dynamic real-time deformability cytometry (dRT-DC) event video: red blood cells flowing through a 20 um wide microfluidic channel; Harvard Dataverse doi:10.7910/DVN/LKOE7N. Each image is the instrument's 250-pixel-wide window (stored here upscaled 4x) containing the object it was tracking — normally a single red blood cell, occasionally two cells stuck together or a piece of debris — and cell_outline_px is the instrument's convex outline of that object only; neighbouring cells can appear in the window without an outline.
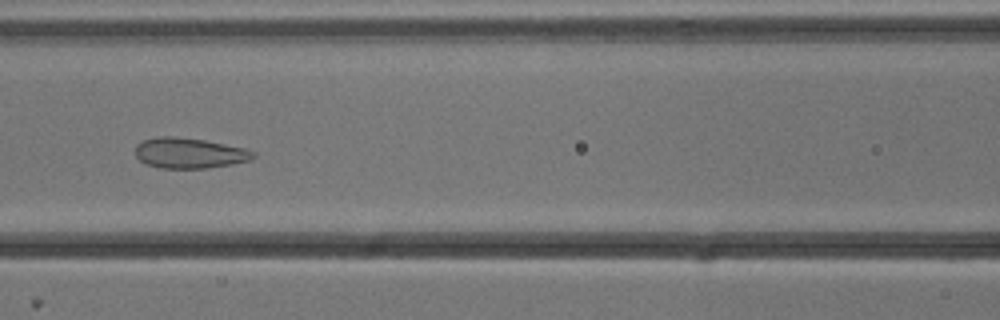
{"species": "common noctule bat (a hibernating species)", "species_latin": "Nyctalus noctula", "temperature_condition": "cold", "stored_images_in_passage": 47, "camera_frame_rate_fps": 3000, "um_per_image_px": 0.085, "animal": {"sex": "male", "body_mass_g": 13.3}, "frame": {"image": 1, "passage_image": 17, "time_ms": 5.333, "image_size_px": [1000, 320], "cell_outline_px": [[256, 156], [252, 160], [232, 164], [208, 168], [160, 168], [148, 164], [140, 160], [136, 156], [136, 144], [144, 140], [156, 136], [172, 136], [204, 140], [244, 148], [256, 152]], "centroid_in_image_um": [16.12, 13.01], "position_along_channel_um": 150.5, "area_um2": 20.92}}
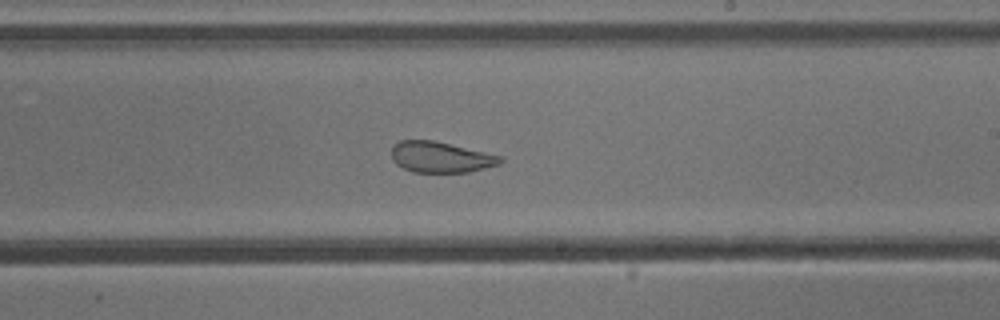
{"frame": {"image": 2, "passage_image": 25, "time_ms": 8.0, "image_size_px": [1000, 320], "cell_outline_px": [[504, 160], [500, 164], [468, 172], [412, 172], [396, 164], [392, 160], [392, 148], [400, 140], [432, 140], [504, 156]], "centroid_in_image_um": [37.48, 13.36], "position_along_channel_um": 251.5, "area_um2": 19.54}}
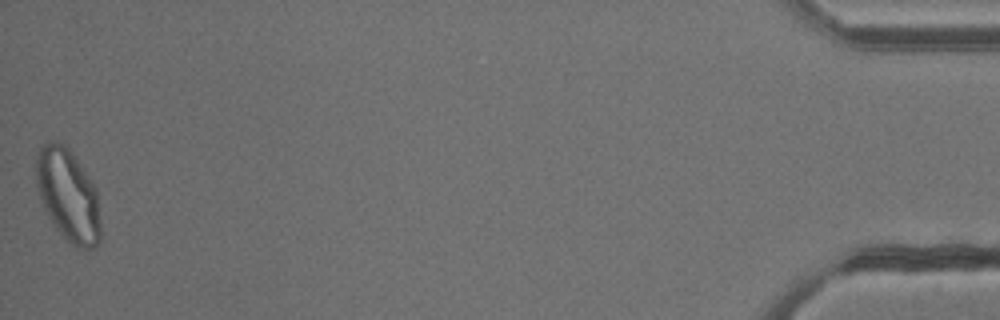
{"frame": {"image": 3, "passage_image": 47, "time_ms": 15.333, "image_size_px": [1000, 320], "cell_outline_px": [[100, 240], [92, 248], [76, 248], [56, 228], [48, 216], [44, 208], [36, 184], [36, 156], [40, 148], [48, 140], [56, 140], [64, 144], [68, 148], [96, 188], [100, 224]], "centroid_in_image_um": [5.77, 16.57], "position_along_channel_um": 429.4, "area_um2": 34.28}, "authors_computed_cell_mechanics": {"area_um2": 26.0678, "velocity_mm_per_s": 3.8068, "shape_relaxation_time_tau1_ms": null, "shape_relaxation_time_tau2_ms": 0.7795, "deformation_change_tau1": null, "deformation_change_tau2": 0.0744}}